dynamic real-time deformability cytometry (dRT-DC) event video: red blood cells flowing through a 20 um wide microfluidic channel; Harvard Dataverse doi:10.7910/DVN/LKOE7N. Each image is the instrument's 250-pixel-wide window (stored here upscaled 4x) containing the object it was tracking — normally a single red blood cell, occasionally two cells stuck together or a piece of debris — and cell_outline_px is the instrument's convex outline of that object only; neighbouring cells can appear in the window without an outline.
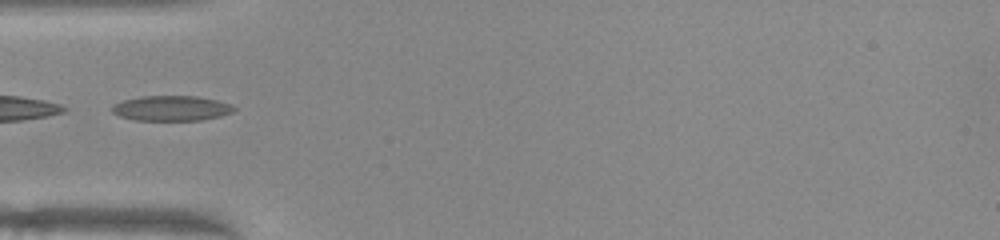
{"species": "common noctule bat (a hibernating species)", "species_latin": "Nyctalus noctula", "temperature_condition": "warm", "stored_images_in_passage": 48, "camera_frame_rate_fps": 3000, "um_per_image_px": 0.085, "animal": {"sex": "female", "body_mass_g": 22.0, "forearm_length_mm": 56.7}, "frame": {"image": 1, "passage_image": 15, "time_ms": 4.667, "image_size_px": [1000, 240], "cell_outline_px": [[236, 108], [232, 112], [220, 116], [200, 120], [136, 120], [120, 116], [112, 112], [112, 104], [124, 100], [140, 96], [196, 96], [216, 100], [232, 104]], "centroid_in_image_um": [14.56, 9.19], "position_along_channel_um": 70.4, "area_um2": 17.8}}
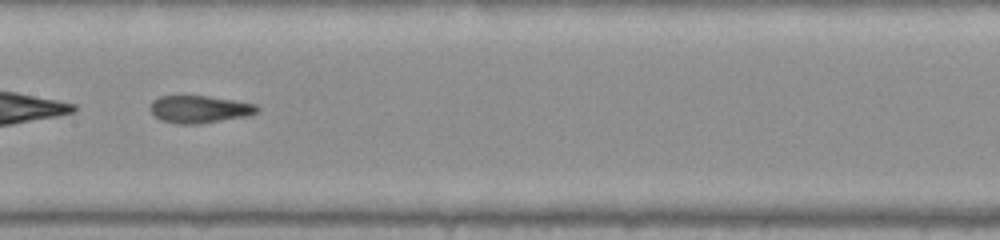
{"frame": {"image": 2, "passage_image": 24, "time_ms": 7.667, "image_size_px": [1000, 240], "cell_outline_px": [[260, 108], [252, 116], [200, 124], [176, 124], [160, 120], [148, 108], [152, 100], [160, 96], [208, 96], [256, 104]], "centroid_in_image_um": [16.97, 9.3], "position_along_channel_um": 190.4, "area_um2": 17.34}}
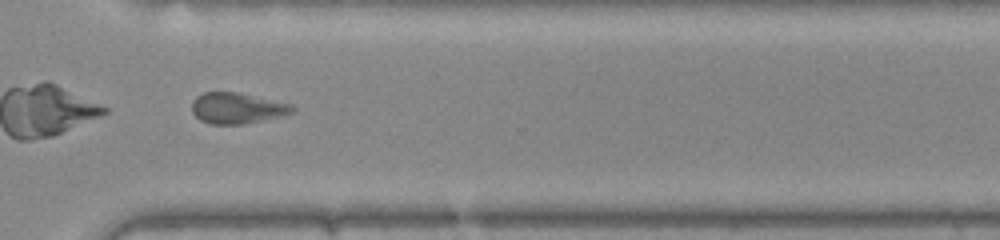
{"frame": {"image": 3, "passage_image": 36, "time_ms": 11.667, "image_size_px": [1000, 240], "cell_outline_px": [[296, 112], [244, 124], [212, 124], [200, 120], [192, 112], [192, 100], [196, 96], [204, 92], [236, 92], [292, 104], [296, 108]], "centroid_in_image_um": [20.15, 9.19], "position_along_channel_um": 350.5, "area_um2": 18.03}}